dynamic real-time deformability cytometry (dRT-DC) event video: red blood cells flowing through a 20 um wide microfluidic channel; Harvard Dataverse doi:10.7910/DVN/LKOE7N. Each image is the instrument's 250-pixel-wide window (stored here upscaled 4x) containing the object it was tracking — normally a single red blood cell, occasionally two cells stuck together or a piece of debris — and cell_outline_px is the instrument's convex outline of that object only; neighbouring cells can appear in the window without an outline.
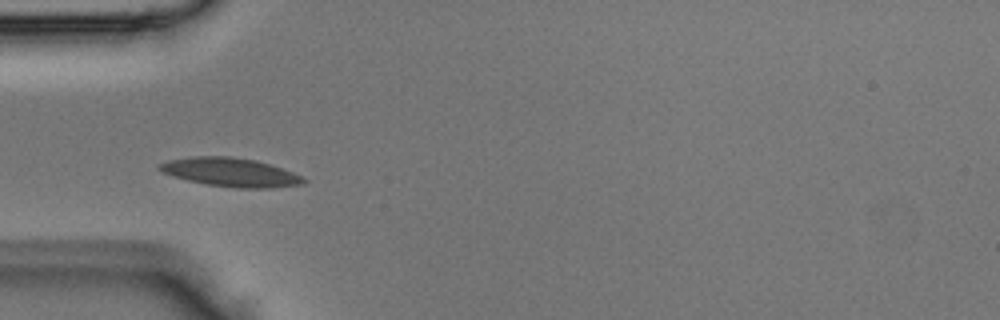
{"species": "Egyptian fruit bat (a non-hibernating species)", "species_latin": "Rousettus aegyptiacus", "temperature_condition": "room temperature", "stored_images_in_passage": 4, "camera_frame_rate_fps": 3000, "um_per_image_px": 0.085, "animal": {"sex": "male"}, "frame": {"image": 1, "passage_image": 4, "time_ms": 1.0, "image_size_px": [1000, 320], "cell_outline_px": [[308, 180], [304, 184], [272, 188], [236, 188], [208, 184], [188, 180], [172, 176], [160, 172], [156, 168], [156, 164], [168, 160], [192, 156], [228, 156], [256, 160], [292, 172]], "centroid_in_image_um": [19.54, 14.64], "position_along_channel_um": 65.5, "area_um2": 24.16}}